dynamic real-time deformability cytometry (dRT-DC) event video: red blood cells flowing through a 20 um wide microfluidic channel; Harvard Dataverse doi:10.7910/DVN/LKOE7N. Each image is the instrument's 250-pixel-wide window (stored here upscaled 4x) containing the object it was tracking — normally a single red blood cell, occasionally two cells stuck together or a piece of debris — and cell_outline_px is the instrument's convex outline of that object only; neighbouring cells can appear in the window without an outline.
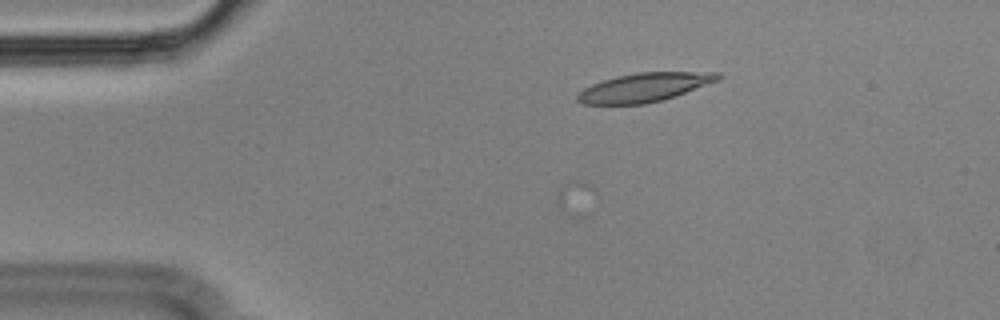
{"species": "Egyptian fruit bat (a non-hibernating species)", "species_latin": "Rousettus aegyptiacus", "temperature_condition": "cold", "stored_images_in_passage": 9, "camera_frame_rate_fps": 3000, "um_per_image_px": 0.085, "animal": {"sex": "male"}, "frame": {"image": 1, "passage_image": 2, "time_ms": 0.333, "image_size_px": [1000, 320], "cell_outline_px": [[724, 76], [720, 80], [660, 100], [644, 104], [584, 104], [576, 100], [576, 92], [592, 84], [616, 76], [636, 72], [720, 72]], "centroid_in_image_um": [54.74, 7.41], "position_along_channel_um": 30.3, "area_um2": 23.47}}